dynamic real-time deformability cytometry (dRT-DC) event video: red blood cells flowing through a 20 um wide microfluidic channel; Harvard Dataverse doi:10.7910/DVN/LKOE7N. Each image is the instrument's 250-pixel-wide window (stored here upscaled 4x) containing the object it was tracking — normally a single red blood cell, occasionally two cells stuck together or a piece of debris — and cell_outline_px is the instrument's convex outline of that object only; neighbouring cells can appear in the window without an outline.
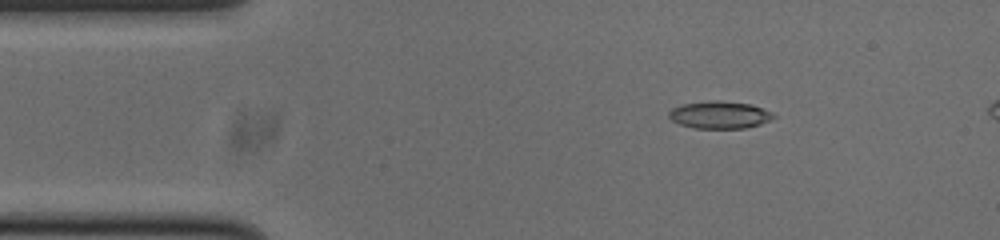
{"species": "common noctule bat (a hibernating species)", "species_latin": "Nyctalus noctula", "temperature_condition": "cold", "stored_images_in_passage": 48, "camera_frame_rate_fps": 3000, "um_per_image_px": 0.085, "animal": {"sex": "male", "body_mass_g": 20.0, "forearm_length_mm": 53.3}, "frame": {"image": 1, "passage_image": 6, "time_ms": 1.667, "image_size_px": [1000, 240], "cell_outline_px": [[776, 116], [760, 124], [744, 128], [692, 128], [680, 124], [672, 120], [668, 116], [668, 112], [672, 108], [684, 104], [720, 100], [752, 104], [772, 112]], "centroid_in_image_um": [61.16, 9.76], "position_along_channel_um": 23.8, "area_um2": 16.53}}
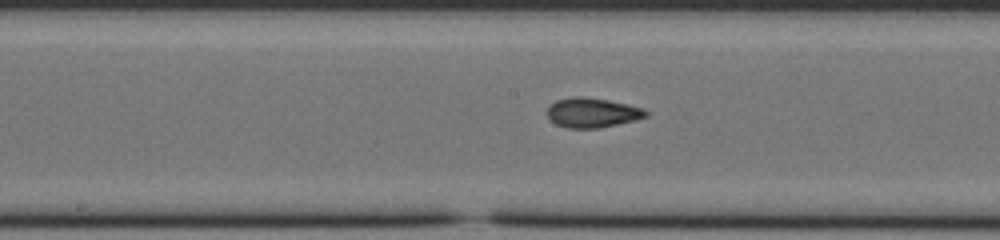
{"frame": {"image": 2, "passage_image": 24, "time_ms": 7.667, "image_size_px": [1000, 240], "cell_outline_px": [[648, 116], [636, 120], [600, 128], [568, 128], [556, 124], [548, 116], [548, 104], [556, 100], [608, 100], [644, 108], [648, 112]], "centroid_in_image_um": [50.41, 9.64], "position_along_channel_um": 197.8, "area_um2": 16.24}}
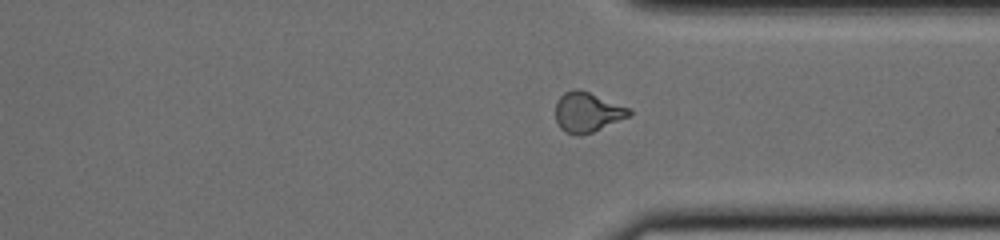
{"frame": {"image": 3, "passage_image": 37, "time_ms": 12.0, "image_size_px": [1000, 240], "cell_outline_px": [[632, 116], [592, 132], [580, 136], [576, 136], [564, 132], [560, 128], [556, 120], [556, 100], [564, 92], [576, 88], [588, 92], [628, 108], [632, 112]], "centroid_in_image_um": [49.9, 9.56], "position_along_channel_um": 361.5, "area_um2": 17.11}, "authors_computed_cell_mechanics": {"area_um2": 16.7331, "velocity_mm_per_s": 3.7941, "shape_relaxation_time_tau1_ms": 7.9851, "shape_relaxation_time_tau2_ms": 2.1584, "deformation_change_tau1": 0.2083, "deformation_change_tau2": 0.0901}}